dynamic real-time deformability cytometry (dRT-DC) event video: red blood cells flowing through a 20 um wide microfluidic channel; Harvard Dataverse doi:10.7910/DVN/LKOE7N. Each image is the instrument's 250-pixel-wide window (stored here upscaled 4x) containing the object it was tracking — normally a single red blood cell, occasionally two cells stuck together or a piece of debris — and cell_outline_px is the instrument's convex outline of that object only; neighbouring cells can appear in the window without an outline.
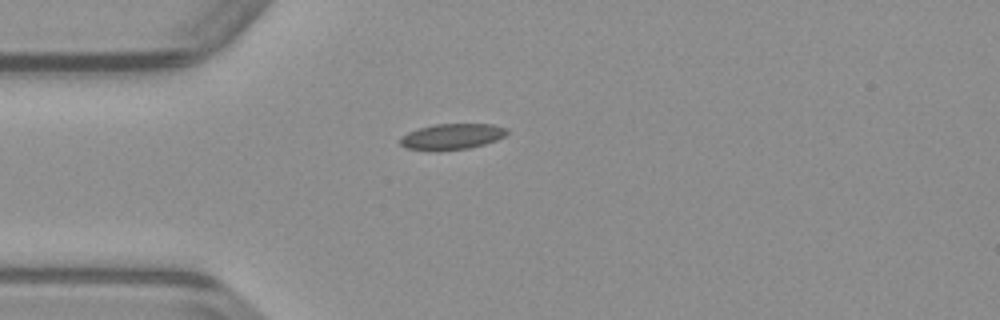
{"species": "common noctule bat (a hibernating species)", "species_latin": "Nyctalus noctula", "temperature_condition": "warm", "stored_images_in_passage": 37, "camera_frame_rate_fps": 3000, "um_per_image_px": 0.085, "animal": {"sex": "male", "body_mass_g": 23.1, "forearm_length_mm": 52.7}, "frame": {"image": 1, "passage_image": 1, "time_ms": 0.0, "image_size_px": [1000, 320], "cell_outline_px": [[508, 132], [504, 136], [496, 140], [484, 144], [468, 148], [440, 152], [404, 148], [400, 144], [400, 136], [408, 132], [420, 128], [436, 124], [492, 124], [508, 128]], "centroid_in_image_um": [38.38, 11.62], "position_along_channel_um": 46.6, "area_um2": 16.3}}
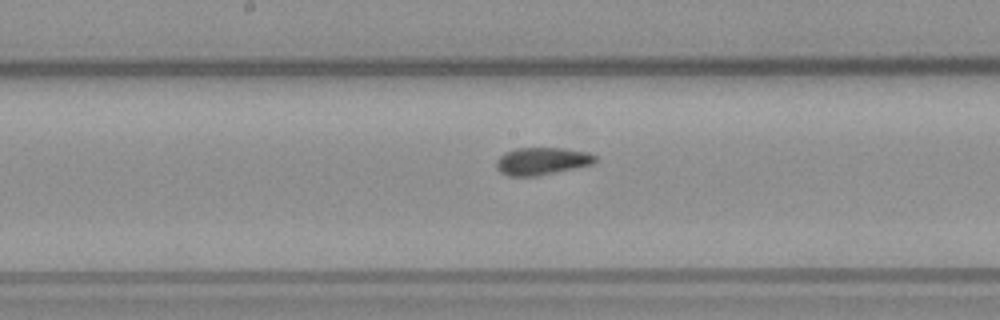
{"frame": {"image": 2, "passage_image": 13, "time_ms": 4.0, "image_size_px": [1000, 320], "cell_outline_px": [[596, 164], [536, 176], [508, 176], [500, 172], [496, 168], [496, 160], [504, 152], [516, 148], [564, 148], [588, 152], [596, 156]], "centroid_in_image_um": [46.07, 13.69], "position_along_channel_um": 202.1, "area_um2": 16.01}}
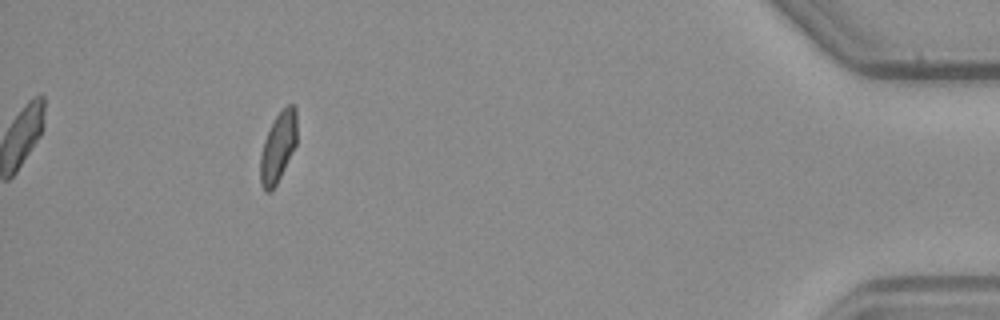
{"frame": {"image": 3, "passage_image": 33, "time_ms": 10.667, "image_size_px": [1000, 320], "cell_outline_px": [[296, 144], [272, 192], [264, 192], [260, 184], [260, 156], [264, 140], [276, 116], [288, 104], [292, 104], [296, 108]], "centroid_in_image_um": [23.62, 12.55], "position_along_channel_um": 411.6, "area_um2": 14.68}}